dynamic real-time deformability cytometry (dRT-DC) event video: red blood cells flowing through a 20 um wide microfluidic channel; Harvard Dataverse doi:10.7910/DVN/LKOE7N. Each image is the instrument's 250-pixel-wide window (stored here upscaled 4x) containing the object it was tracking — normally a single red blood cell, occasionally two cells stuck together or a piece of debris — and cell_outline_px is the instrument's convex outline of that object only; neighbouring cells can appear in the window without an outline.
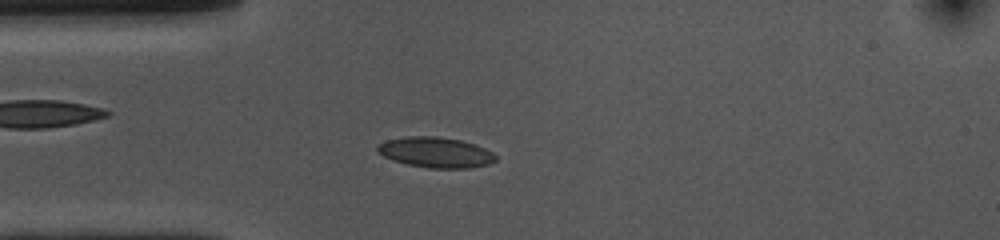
{"species": "common noctule bat (a hibernating species)", "species_latin": "Nyctalus noctula", "temperature_condition": "cold", "stored_images_in_passage": 49, "camera_frame_rate_fps": 3000, "um_per_image_px": 0.085, "animal": {"sex": "female", "body_mass_g": 10.0, "forearm_length_mm": 53.1}, "frame": {"image": 1, "passage_image": 12, "time_ms": 3.667, "image_size_px": [1000, 240], "cell_outline_px": [[496, 160], [488, 164], [468, 168], [428, 168], [408, 164], [392, 160], [376, 152], [376, 148], [380, 144], [388, 140], [408, 136], [436, 136], [460, 140], [476, 144], [492, 152], [496, 156]], "centroid_in_image_um": [37.03, 12.95], "position_along_channel_um": 48.0, "area_um2": 20.87}}
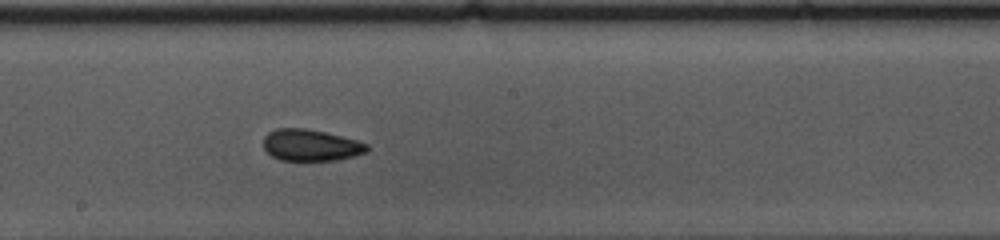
{"frame": {"image": 2, "passage_image": 27, "time_ms": 8.667, "image_size_px": [1000, 240], "cell_outline_px": [[368, 148], [364, 152], [352, 156], [336, 160], [280, 160], [272, 156], [264, 148], [264, 136], [268, 132], [276, 128], [308, 128], [356, 140], [368, 144]], "centroid_in_image_um": [26.37, 12.33], "position_along_channel_um": 221.8, "area_um2": 18.84}}
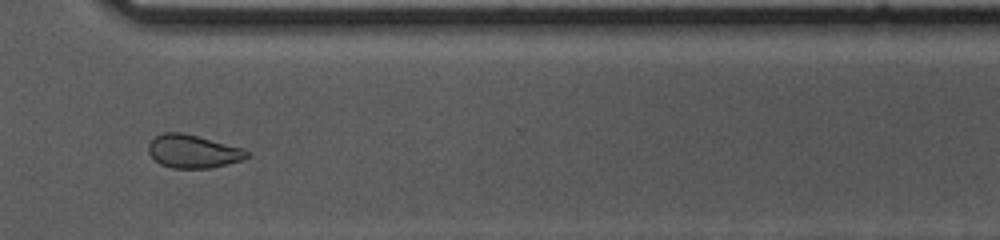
{"frame": {"image": 3, "passage_image": 38, "time_ms": 12.333, "image_size_px": [1000, 240], "cell_outline_px": [[252, 152], [248, 156], [240, 160], [228, 164], [208, 168], [172, 168], [160, 164], [148, 152], [148, 144], [156, 136], [164, 132], [180, 132], [244, 148]], "centroid_in_image_um": [16.42, 12.87], "position_along_channel_um": 354.2, "area_um2": 18.9}, "authors_computed_cell_mechanics": {"area_um2": 19.652, "velocity_mm_per_s": 3.6203, "shape_relaxation_time_tau1_ms": 9.6, "shape_relaxation_time_tau2_ms": 1.8717, "deformation_change_tau1": 0.1493, "deformation_change_tau2": 0.0695}}